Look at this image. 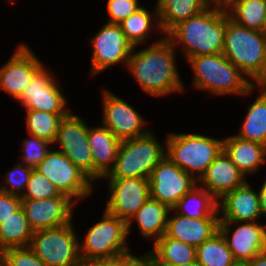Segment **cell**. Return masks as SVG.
Listing matches in <instances>:
<instances>
[{
  "label": "cell",
  "mask_w": 266,
  "mask_h": 266,
  "mask_svg": "<svg viewBox=\"0 0 266 266\" xmlns=\"http://www.w3.org/2000/svg\"><path fill=\"white\" fill-rule=\"evenodd\" d=\"M42 66L25 87L17 102L25 110H38L56 114H69L68 99L62 93L53 72ZM54 74V75H53Z\"/></svg>",
  "instance_id": "12"
},
{
  "label": "cell",
  "mask_w": 266,
  "mask_h": 266,
  "mask_svg": "<svg viewBox=\"0 0 266 266\" xmlns=\"http://www.w3.org/2000/svg\"><path fill=\"white\" fill-rule=\"evenodd\" d=\"M140 0H107L106 8L109 15L107 23L120 24L142 7Z\"/></svg>",
  "instance_id": "38"
},
{
  "label": "cell",
  "mask_w": 266,
  "mask_h": 266,
  "mask_svg": "<svg viewBox=\"0 0 266 266\" xmlns=\"http://www.w3.org/2000/svg\"><path fill=\"white\" fill-rule=\"evenodd\" d=\"M21 207V197L0 191V224Z\"/></svg>",
  "instance_id": "40"
},
{
  "label": "cell",
  "mask_w": 266,
  "mask_h": 266,
  "mask_svg": "<svg viewBox=\"0 0 266 266\" xmlns=\"http://www.w3.org/2000/svg\"><path fill=\"white\" fill-rule=\"evenodd\" d=\"M196 261L200 266H239L219 231L196 248Z\"/></svg>",
  "instance_id": "31"
},
{
  "label": "cell",
  "mask_w": 266,
  "mask_h": 266,
  "mask_svg": "<svg viewBox=\"0 0 266 266\" xmlns=\"http://www.w3.org/2000/svg\"><path fill=\"white\" fill-rule=\"evenodd\" d=\"M0 266H5V265L1 262V260H0Z\"/></svg>",
  "instance_id": "48"
},
{
  "label": "cell",
  "mask_w": 266,
  "mask_h": 266,
  "mask_svg": "<svg viewBox=\"0 0 266 266\" xmlns=\"http://www.w3.org/2000/svg\"><path fill=\"white\" fill-rule=\"evenodd\" d=\"M158 21L166 36L178 23L201 13L209 6V0H156Z\"/></svg>",
  "instance_id": "25"
},
{
  "label": "cell",
  "mask_w": 266,
  "mask_h": 266,
  "mask_svg": "<svg viewBox=\"0 0 266 266\" xmlns=\"http://www.w3.org/2000/svg\"><path fill=\"white\" fill-rule=\"evenodd\" d=\"M166 156V144L155 136L151 130L148 134L122 140L113 168L102 178H146L152 169Z\"/></svg>",
  "instance_id": "7"
},
{
  "label": "cell",
  "mask_w": 266,
  "mask_h": 266,
  "mask_svg": "<svg viewBox=\"0 0 266 266\" xmlns=\"http://www.w3.org/2000/svg\"><path fill=\"white\" fill-rule=\"evenodd\" d=\"M261 33L266 37V17L261 28Z\"/></svg>",
  "instance_id": "46"
},
{
  "label": "cell",
  "mask_w": 266,
  "mask_h": 266,
  "mask_svg": "<svg viewBox=\"0 0 266 266\" xmlns=\"http://www.w3.org/2000/svg\"><path fill=\"white\" fill-rule=\"evenodd\" d=\"M25 112L28 134L35 135L54 144L59 123L68 114H56L38 110H25Z\"/></svg>",
  "instance_id": "32"
},
{
  "label": "cell",
  "mask_w": 266,
  "mask_h": 266,
  "mask_svg": "<svg viewBox=\"0 0 266 266\" xmlns=\"http://www.w3.org/2000/svg\"><path fill=\"white\" fill-rule=\"evenodd\" d=\"M259 95L247 107L246 115L236 136L266 146V95L259 90Z\"/></svg>",
  "instance_id": "30"
},
{
  "label": "cell",
  "mask_w": 266,
  "mask_h": 266,
  "mask_svg": "<svg viewBox=\"0 0 266 266\" xmlns=\"http://www.w3.org/2000/svg\"><path fill=\"white\" fill-rule=\"evenodd\" d=\"M0 260L5 266H47L29 247L5 249Z\"/></svg>",
  "instance_id": "37"
},
{
  "label": "cell",
  "mask_w": 266,
  "mask_h": 266,
  "mask_svg": "<svg viewBox=\"0 0 266 266\" xmlns=\"http://www.w3.org/2000/svg\"><path fill=\"white\" fill-rule=\"evenodd\" d=\"M154 8L152 12L142 6L119 24L133 47L141 46L146 41L148 43L149 39L153 37L151 36V31L155 30L160 32L161 35L163 34L159 26L156 5Z\"/></svg>",
  "instance_id": "28"
},
{
  "label": "cell",
  "mask_w": 266,
  "mask_h": 266,
  "mask_svg": "<svg viewBox=\"0 0 266 266\" xmlns=\"http://www.w3.org/2000/svg\"><path fill=\"white\" fill-rule=\"evenodd\" d=\"M7 2H12V4H13V2H17L16 0H6Z\"/></svg>",
  "instance_id": "47"
},
{
  "label": "cell",
  "mask_w": 266,
  "mask_h": 266,
  "mask_svg": "<svg viewBox=\"0 0 266 266\" xmlns=\"http://www.w3.org/2000/svg\"><path fill=\"white\" fill-rule=\"evenodd\" d=\"M88 142L94 163V181L102 180L113 168L121 144L106 126L88 128Z\"/></svg>",
  "instance_id": "22"
},
{
  "label": "cell",
  "mask_w": 266,
  "mask_h": 266,
  "mask_svg": "<svg viewBox=\"0 0 266 266\" xmlns=\"http://www.w3.org/2000/svg\"><path fill=\"white\" fill-rule=\"evenodd\" d=\"M104 210L102 219L84 233V240L79 239V254L84 266L131 253L127 222Z\"/></svg>",
  "instance_id": "5"
},
{
  "label": "cell",
  "mask_w": 266,
  "mask_h": 266,
  "mask_svg": "<svg viewBox=\"0 0 266 266\" xmlns=\"http://www.w3.org/2000/svg\"><path fill=\"white\" fill-rule=\"evenodd\" d=\"M148 180L150 198L166 204L171 209L198 184L167 156L152 169Z\"/></svg>",
  "instance_id": "13"
},
{
  "label": "cell",
  "mask_w": 266,
  "mask_h": 266,
  "mask_svg": "<svg viewBox=\"0 0 266 266\" xmlns=\"http://www.w3.org/2000/svg\"><path fill=\"white\" fill-rule=\"evenodd\" d=\"M226 28V12L208 6L201 13L178 23L166 37L187 61L199 55L222 53ZM177 45V46H176Z\"/></svg>",
  "instance_id": "2"
},
{
  "label": "cell",
  "mask_w": 266,
  "mask_h": 266,
  "mask_svg": "<svg viewBox=\"0 0 266 266\" xmlns=\"http://www.w3.org/2000/svg\"><path fill=\"white\" fill-rule=\"evenodd\" d=\"M219 222H259L262 213L259 192L248 180L218 200Z\"/></svg>",
  "instance_id": "19"
},
{
  "label": "cell",
  "mask_w": 266,
  "mask_h": 266,
  "mask_svg": "<svg viewBox=\"0 0 266 266\" xmlns=\"http://www.w3.org/2000/svg\"><path fill=\"white\" fill-rule=\"evenodd\" d=\"M223 150L247 177L254 175L266 162V146L230 135L223 138Z\"/></svg>",
  "instance_id": "23"
},
{
  "label": "cell",
  "mask_w": 266,
  "mask_h": 266,
  "mask_svg": "<svg viewBox=\"0 0 266 266\" xmlns=\"http://www.w3.org/2000/svg\"><path fill=\"white\" fill-rule=\"evenodd\" d=\"M146 251L150 264L178 265L196 261V248L164 234Z\"/></svg>",
  "instance_id": "27"
},
{
  "label": "cell",
  "mask_w": 266,
  "mask_h": 266,
  "mask_svg": "<svg viewBox=\"0 0 266 266\" xmlns=\"http://www.w3.org/2000/svg\"><path fill=\"white\" fill-rule=\"evenodd\" d=\"M135 49L136 46L129 57L126 70L135 78L143 92L150 96L167 97L186 90L177 68L178 50L166 36L161 35L146 48L138 51Z\"/></svg>",
  "instance_id": "1"
},
{
  "label": "cell",
  "mask_w": 266,
  "mask_h": 266,
  "mask_svg": "<svg viewBox=\"0 0 266 266\" xmlns=\"http://www.w3.org/2000/svg\"><path fill=\"white\" fill-rule=\"evenodd\" d=\"M28 138L22 140V148L19 149L22 164L35 169L38 164L46 157L47 152L51 149L50 142L38 138L35 135L28 134Z\"/></svg>",
  "instance_id": "34"
},
{
  "label": "cell",
  "mask_w": 266,
  "mask_h": 266,
  "mask_svg": "<svg viewBox=\"0 0 266 266\" xmlns=\"http://www.w3.org/2000/svg\"><path fill=\"white\" fill-rule=\"evenodd\" d=\"M170 210L166 204L149 198L127 222V233H130L132 224L136 221L139 234L145 239H153L154 244L166 232Z\"/></svg>",
  "instance_id": "24"
},
{
  "label": "cell",
  "mask_w": 266,
  "mask_h": 266,
  "mask_svg": "<svg viewBox=\"0 0 266 266\" xmlns=\"http://www.w3.org/2000/svg\"><path fill=\"white\" fill-rule=\"evenodd\" d=\"M33 168L20 162L8 170V173L1 178L4 179L0 186V191L22 196L30 180Z\"/></svg>",
  "instance_id": "35"
},
{
  "label": "cell",
  "mask_w": 266,
  "mask_h": 266,
  "mask_svg": "<svg viewBox=\"0 0 266 266\" xmlns=\"http://www.w3.org/2000/svg\"><path fill=\"white\" fill-rule=\"evenodd\" d=\"M246 181L247 177L222 150L208 166L198 184L218 201L224 194L242 186Z\"/></svg>",
  "instance_id": "20"
},
{
  "label": "cell",
  "mask_w": 266,
  "mask_h": 266,
  "mask_svg": "<svg viewBox=\"0 0 266 266\" xmlns=\"http://www.w3.org/2000/svg\"><path fill=\"white\" fill-rule=\"evenodd\" d=\"M33 232L20 207L0 224V253L8 248L29 247Z\"/></svg>",
  "instance_id": "29"
},
{
  "label": "cell",
  "mask_w": 266,
  "mask_h": 266,
  "mask_svg": "<svg viewBox=\"0 0 266 266\" xmlns=\"http://www.w3.org/2000/svg\"><path fill=\"white\" fill-rule=\"evenodd\" d=\"M228 14L237 24L261 31L266 17V0H241Z\"/></svg>",
  "instance_id": "33"
},
{
  "label": "cell",
  "mask_w": 266,
  "mask_h": 266,
  "mask_svg": "<svg viewBox=\"0 0 266 266\" xmlns=\"http://www.w3.org/2000/svg\"><path fill=\"white\" fill-rule=\"evenodd\" d=\"M78 204L65 194L42 200H21V207L33 231L66 225L74 219Z\"/></svg>",
  "instance_id": "17"
},
{
  "label": "cell",
  "mask_w": 266,
  "mask_h": 266,
  "mask_svg": "<svg viewBox=\"0 0 266 266\" xmlns=\"http://www.w3.org/2000/svg\"><path fill=\"white\" fill-rule=\"evenodd\" d=\"M255 86L266 95V79L257 82Z\"/></svg>",
  "instance_id": "45"
},
{
  "label": "cell",
  "mask_w": 266,
  "mask_h": 266,
  "mask_svg": "<svg viewBox=\"0 0 266 266\" xmlns=\"http://www.w3.org/2000/svg\"><path fill=\"white\" fill-rule=\"evenodd\" d=\"M26 44H19L8 61L0 66V90L8 93L15 101L34 74L45 64Z\"/></svg>",
  "instance_id": "18"
},
{
  "label": "cell",
  "mask_w": 266,
  "mask_h": 266,
  "mask_svg": "<svg viewBox=\"0 0 266 266\" xmlns=\"http://www.w3.org/2000/svg\"><path fill=\"white\" fill-rule=\"evenodd\" d=\"M102 93V125L106 126L118 139L126 140L144 136L150 132L146 129L145 117L136 111L127 101L104 89Z\"/></svg>",
  "instance_id": "14"
},
{
  "label": "cell",
  "mask_w": 266,
  "mask_h": 266,
  "mask_svg": "<svg viewBox=\"0 0 266 266\" xmlns=\"http://www.w3.org/2000/svg\"><path fill=\"white\" fill-rule=\"evenodd\" d=\"M88 128L85 120L70 112L58 126L55 144L58 145L74 165L94 182V163L88 142Z\"/></svg>",
  "instance_id": "11"
},
{
  "label": "cell",
  "mask_w": 266,
  "mask_h": 266,
  "mask_svg": "<svg viewBox=\"0 0 266 266\" xmlns=\"http://www.w3.org/2000/svg\"><path fill=\"white\" fill-rule=\"evenodd\" d=\"M172 209L179 215L193 219H219L218 201L199 184Z\"/></svg>",
  "instance_id": "26"
},
{
  "label": "cell",
  "mask_w": 266,
  "mask_h": 266,
  "mask_svg": "<svg viewBox=\"0 0 266 266\" xmlns=\"http://www.w3.org/2000/svg\"><path fill=\"white\" fill-rule=\"evenodd\" d=\"M165 144L166 156L197 182L223 150V139L199 133L170 132Z\"/></svg>",
  "instance_id": "6"
},
{
  "label": "cell",
  "mask_w": 266,
  "mask_h": 266,
  "mask_svg": "<svg viewBox=\"0 0 266 266\" xmlns=\"http://www.w3.org/2000/svg\"><path fill=\"white\" fill-rule=\"evenodd\" d=\"M73 224L34 231L29 248L47 266H84Z\"/></svg>",
  "instance_id": "8"
},
{
  "label": "cell",
  "mask_w": 266,
  "mask_h": 266,
  "mask_svg": "<svg viewBox=\"0 0 266 266\" xmlns=\"http://www.w3.org/2000/svg\"><path fill=\"white\" fill-rule=\"evenodd\" d=\"M261 187L259 188V203H260V209L262 213V217H266V178L263 180Z\"/></svg>",
  "instance_id": "42"
},
{
  "label": "cell",
  "mask_w": 266,
  "mask_h": 266,
  "mask_svg": "<svg viewBox=\"0 0 266 266\" xmlns=\"http://www.w3.org/2000/svg\"><path fill=\"white\" fill-rule=\"evenodd\" d=\"M243 266H266V251L256 255L250 261L246 262Z\"/></svg>",
  "instance_id": "43"
},
{
  "label": "cell",
  "mask_w": 266,
  "mask_h": 266,
  "mask_svg": "<svg viewBox=\"0 0 266 266\" xmlns=\"http://www.w3.org/2000/svg\"><path fill=\"white\" fill-rule=\"evenodd\" d=\"M169 216L165 234L195 248L218 232L220 219H193L179 215L173 209Z\"/></svg>",
  "instance_id": "21"
},
{
  "label": "cell",
  "mask_w": 266,
  "mask_h": 266,
  "mask_svg": "<svg viewBox=\"0 0 266 266\" xmlns=\"http://www.w3.org/2000/svg\"><path fill=\"white\" fill-rule=\"evenodd\" d=\"M91 75L99 76L109 67L120 64L124 68L133 50L119 24L103 23V26L92 36ZM123 63V64H122Z\"/></svg>",
  "instance_id": "10"
},
{
  "label": "cell",
  "mask_w": 266,
  "mask_h": 266,
  "mask_svg": "<svg viewBox=\"0 0 266 266\" xmlns=\"http://www.w3.org/2000/svg\"><path fill=\"white\" fill-rule=\"evenodd\" d=\"M222 54L254 85L266 79V37L261 31L237 24L228 12Z\"/></svg>",
  "instance_id": "4"
},
{
  "label": "cell",
  "mask_w": 266,
  "mask_h": 266,
  "mask_svg": "<svg viewBox=\"0 0 266 266\" xmlns=\"http://www.w3.org/2000/svg\"><path fill=\"white\" fill-rule=\"evenodd\" d=\"M150 266H200L197 261H193L185 264L170 265V264H150Z\"/></svg>",
  "instance_id": "44"
},
{
  "label": "cell",
  "mask_w": 266,
  "mask_h": 266,
  "mask_svg": "<svg viewBox=\"0 0 266 266\" xmlns=\"http://www.w3.org/2000/svg\"><path fill=\"white\" fill-rule=\"evenodd\" d=\"M35 169L53 183L60 193L69 196L76 203L90 197L94 190L95 182L60 150H54V147H51Z\"/></svg>",
  "instance_id": "9"
},
{
  "label": "cell",
  "mask_w": 266,
  "mask_h": 266,
  "mask_svg": "<svg viewBox=\"0 0 266 266\" xmlns=\"http://www.w3.org/2000/svg\"><path fill=\"white\" fill-rule=\"evenodd\" d=\"M233 226H236V229ZM218 231L224 237L239 266H243L256 255L266 251V224L219 222Z\"/></svg>",
  "instance_id": "16"
},
{
  "label": "cell",
  "mask_w": 266,
  "mask_h": 266,
  "mask_svg": "<svg viewBox=\"0 0 266 266\" xmlns=\"http://www.w3.org/2000/svg\"><path fill=\"white\" fill-rule=\"evenodd\" d=\"M60 194L53 183L36 169H33L21 200H42L59 196Z\"/></svg>",
  "instance_id": "36"
},
{
  "label": "cell",
  "mask_w": 266,
  "mask_h": 266,
  "mask_svg": "<svg viewBox=\"0 0 266 266\" xmlns=\"http://www.w3.org/2000/svg\"><path fill=\"white\" fill-rule=\"evenodd\" d=\"M89 266H150V262L147 253L140 256L130 253L115 259L97 261Z\"/></svg>",
  "instance_id": "39"
},
{
  "label": "cell",
  "mask_w": 266,
  "mask_h": 266,
  "mask_svg": "<svg viewBox=\"0 0 266 266\" xmlns=\"http://www.w3.org/2000/svg\"><path fill=\"white\" fill-rule=\"evenodd\" d=\"M192 86L213 96L241 95L247 97L258 88L222 53L189 58ZM256 89V90H255Z\"/></svg>",
  "instance_id": "3"
},
{
  "label": "cell",
  "mask_w": 266,
  "mask_h": 266,
  "mask_svg": "<svg viewBox=\"0 0 266 266\" xmlns=\"http://www.w3.org/2000/svg\"><path fill=\"white\" fill-rule=\"evenodd\" d=\"M241 0H209V5L218 9L219 11L228 12Z\"/></svg>",
  "instance_id": "41"
},
{
  "label": "cell",
  "mask_w": 266,
  "mask_h": 266,
  "mask_svg": "<svg viewBox=\"0 0 266 266\" xmlns=\"http://www.w3.org/2000/svg\"><path fill=\"white\" fill-rule=\"evenodd\" d=\"M108 197L105 208L109 213L128 222L150 198L146 178L107 179Z\"/></svg>",
  "instance_id": "15"
}]
</instances>
